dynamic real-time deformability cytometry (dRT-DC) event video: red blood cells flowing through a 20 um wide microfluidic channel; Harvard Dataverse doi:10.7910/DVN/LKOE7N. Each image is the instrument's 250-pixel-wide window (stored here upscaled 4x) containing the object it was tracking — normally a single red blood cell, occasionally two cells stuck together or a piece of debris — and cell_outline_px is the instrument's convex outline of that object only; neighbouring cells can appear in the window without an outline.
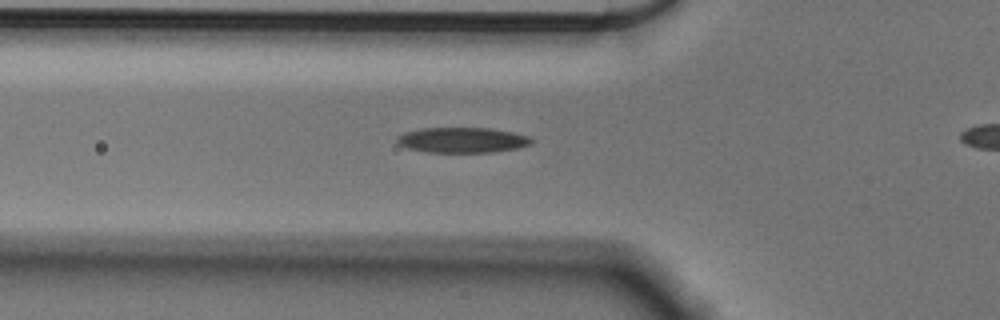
{"species": "Egyptian fruit bat (a non-hibernating species)", "species_latin": "Rousettus aegyptiacus", "temperature_condition": "cold", "stored_images_in_passage": 16, "camera_frame_rate_fps": 3000, "um_per_image_px": 0.085, "animal": {"sex": "male"}, "frame": {"image": 1, "passage_image": 14, "time_ms": 4.333, "image_size_px": [1000, 320], "cell_outline_px": [[532, 144], [520, 148], [492, 152], [424, 152], [408, 148], [396, 144], [396, 136], [404, 132], [424, 128], [488, 128], [512, 132], [528, 136], [532, 140]], "centroid_in_image_um": [39.26, 11.91], "position_along_channel_um": 86.5, "area_um2": 19.94}}